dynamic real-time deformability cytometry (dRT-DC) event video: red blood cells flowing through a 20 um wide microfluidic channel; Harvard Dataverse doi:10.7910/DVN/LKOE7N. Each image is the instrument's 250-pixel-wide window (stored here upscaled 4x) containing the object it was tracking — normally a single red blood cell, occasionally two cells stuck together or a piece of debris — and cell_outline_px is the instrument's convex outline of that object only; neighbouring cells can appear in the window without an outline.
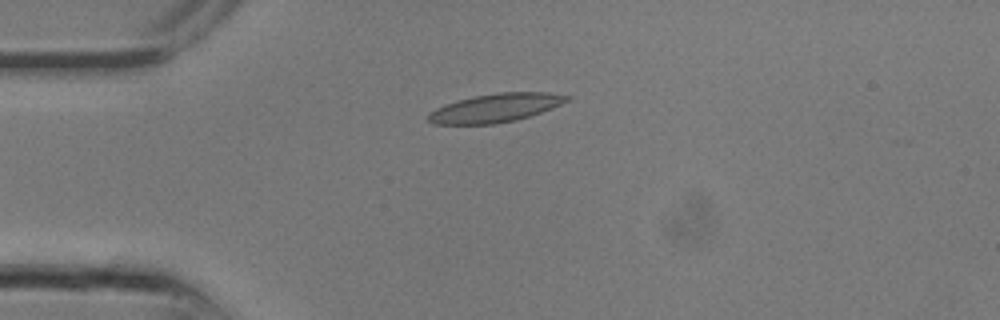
{"species": "common noctule bat (a hibernating species)", "species_latin": "Nyctalus noctula", "temperature_condition": "room temperature", "stored_images_in_passage": 9, "camera_frame_rate_fps": 3000, "um_per_image_px": 0.085, "animal": {"sex": "male", "body_mass_g": 13.3}, "frame": {"image": 1, "passage_image": 6, "time_ms": 1.667, "image_size_px": [1000, 320], "cell_outline_px": [[572, 100], [552, 108], [516, 120], [492, 124], [432, 124], [428, 120], [428, 112], [444, 104], [456, 100], [476, 96], [500, 92], [548, 92], [572, 96]], "centroid_in_image_um": [42.13, 9.16], "position_along_channel_um": 42.9, "area_um2": 23.12}}
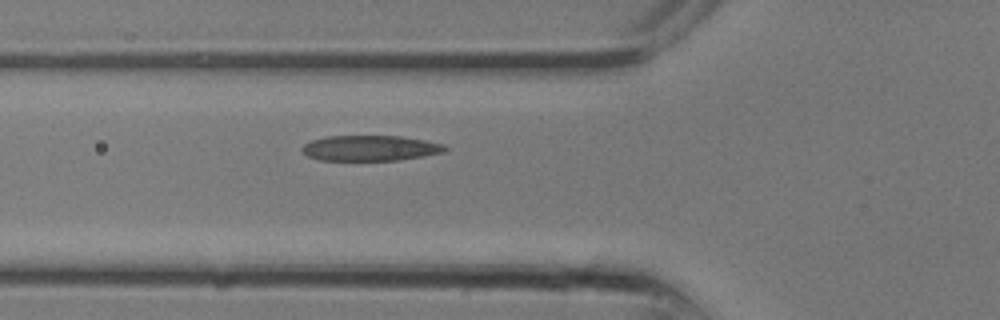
{"frame": {"image": 2, "passage_image": 9, "time_ms": 2.667, "image_size_px": [1000, 320], "cell_outline_px": [[448, 148], [444, 152], [424, 156], [400, 160], [320, 160], [308, 156], [300, 148], [304, 144], [312, 140], [328, 136], [400, 136], [424, 140], [444, 144]], "centroid_in_image_um": [31.48, 12.59], "position_along_channel_um": 94.3, "area_um2": 21.15}}